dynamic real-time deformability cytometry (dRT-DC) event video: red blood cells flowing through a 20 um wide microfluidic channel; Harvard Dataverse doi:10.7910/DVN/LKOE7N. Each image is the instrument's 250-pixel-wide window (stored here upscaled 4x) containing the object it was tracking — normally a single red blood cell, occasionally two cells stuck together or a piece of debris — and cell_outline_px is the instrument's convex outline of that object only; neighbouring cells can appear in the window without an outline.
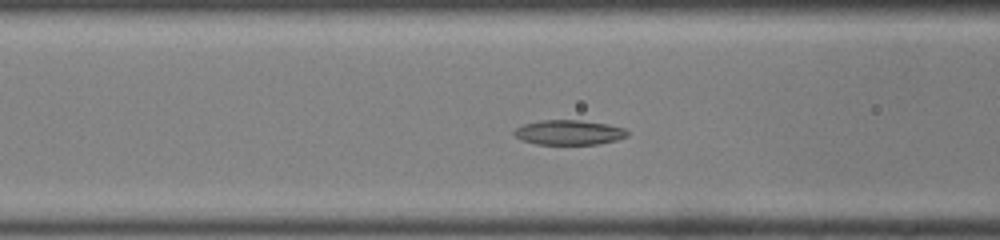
{"species": "common noctule bat (a hibernating species)", "species_latin": "Nyctalus noctula", "temperature_condition": "room temperature", "stored_images_in_passage": 36, "camera_frame_rate_fps": 3000, "um_per_image_px": 0.085, "animal": {"sex": "male", "body_mass_g": 19.0, "forearm_length_mm": 50.8}, "frame": {"image": 1, "passage_image": 6, "time_ms": 1.667, "image_size_px": [1000, 240], "cell_outline_px": [[628, 136], [616, 140], [600, 144], [536, 144], [520, 140], [512, 132], [516, 128], [524, 124], [540, 120], [580, 120], [608, 124], [624, 128], [628, 132]], "centroid_in_image_um": [48.35, 11.26], "position_along_channel_um": 118.2, "area_um2": 16.42}}
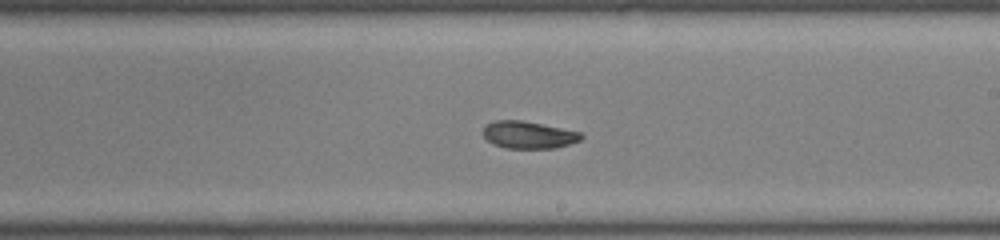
{"frame": {"image": 2, "passage_image": 15, "time_ms": 4.667, "image_size_px": [1000, 240], "cell_outline_px": [[584, 136], [580, 140], [556, 148], [504, 148], [492, 144], [484, 136], [484, 128], [488, 124], [496, 120], [520, 120], [580, 132]], "centroid_in_image_um": [44.91, 11.47], "position_along_channel_um": 244.1, "area_um2": 15.32}}
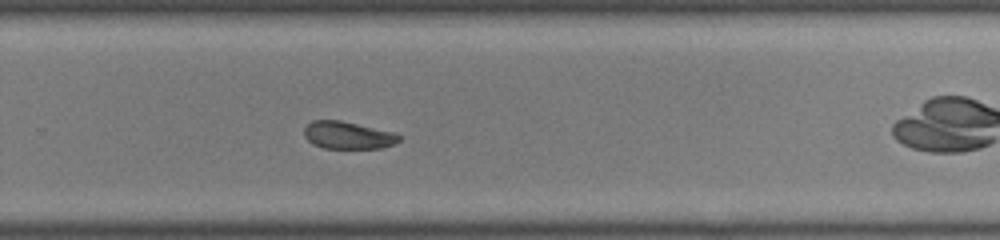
{"frame": {"image": 3, "passage_image": 19, "time_ms": 6.0, "image_size_px": [1000, 240], "cell_outline_px": [[400, 140], [384, 148], [324, 148], [312, 144], [304, 136], [304, 128], [312, 120], [340, 120], [396, 132], [400, 136]], "centroid_in_image_um": [29.57, 11.49], "position_along_channel_um": 300.2, "area_um2": 15.26}, "authors_computed_cell_mechanics": {"area_um2": 16.6753, "velocity_mm_per_s": 4.2052, "shape_relaxation_time_tau1_ms": 4.4067, "shape_relaxation_time_tau2_ms": 3.3693, "deformation_change_tau1": 0.1227, "deformation_change_tau2": 0.0842}}